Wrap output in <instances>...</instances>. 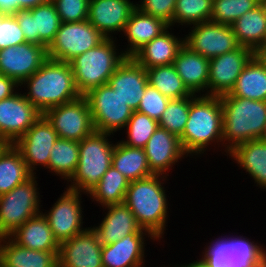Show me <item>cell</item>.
I'll list each match as a JSON object with an SVG mask.
<instances>
[{
  "instance_id": "6da1fadb",
  "label": "cell",
  "mask_w": 266,
  "mask_h": 267,
  "mask_svg": "<svg viewBox=\"0 0 266 267\" xmlns=\"http://www.w3.org/2000/svg\"><path fill=\"white\" fill-rule=\"evenodd\" d=\"M21 85L27 87L25 98L42 114L49 108L71 102L81 96L75 86L71 65L50 58Z\"/></svg>"
},
{
  "instance_id": "7a4b0ae2",
  "label": "cell",
  "mask_w": 266,
  "mask_h": 267,
  "mask_svg": "<svg viewBox=\"0 0 266 267\" xmlns=\"http://www.w3.org/2000/svg\"><path fill=\"white\" fill-rule=\"evenodd\" d=\"M165 178L166 175L153 174L131 181L124 199L138 225L147 230L156 241L163 238L167 226L168 199L163 187V182L167 180Z\"/></svg>"
},
{
  "instance_id": "3957f363",
  "label": "cell",
  "mask_w": 266,
  "mask_h": 267,
  "mask_svg": "<svg viewBox=\"0 0 266 267\" xmlns=\"http://www.w3.org/2000/svg\"><path fill=\"white\" fill-rule=\"evenodd\" d=\"M223 112L220 96L191 95L188 120L179 137L184 152L203 154L212 143L223 144Z\"/></svg>"
},
{
  "instance_id": "277c9868",
  "label": "cell",
  "mask_w": 266,
  "mask_h": 267,
  "mask_svg": "<svg viewBox=\"0 0 266 267\" xmlns=\"http://www.w3.org/2000/svg\"><path fill=\"white\" fill-rule=\"evenodd\" d=\"M223 112V146L229 154L236 145L262 139L266 121V102L223 94L220 96ZM225 142V145H224Z\"/></svg>"
},
{
  "instance_id": "5b68a950",
  "label": "cell",
  "mask_w": 266,
  "mask_h": 267,
  "mask_svg": "<svg viewBox=\"0 0 266 267\" xmlns=\"http://www.w3.org/2000/svg\"><path fill=\"white\" fill-rule=\"evenodd\" d=\"M113 39L106 38L69 62L75 86L81 96L95 87L107 84L117 67L126 59L123 51H116L119 49H116V40Z\"/></svg>"
},
{
  "instance_id": "8992f818",
  "label": "cell",
  "mask_w": 266,
  "mask_h": 267,
  "mask_svg": "<svg viewBox=\"0 0 266 267\" xmlns=\"http://www.w3.org/2000/svg\"><path fill=\"white\" fill-rule=\"evenodd\" d=\"M110 133L94 131L79 142L78 166L67 189L89 193L112 165L115 144Z\"/></svg>"
},
{
  "instance_id": "52a82bcc",
  "label": "cell",
  "mask_w": 266,
  "mask_h": 267,
  "mask_svg": "<svg viewBox=\"0 0 266 267\" xmlns=\"http://www.w3.org/2000/svg\"><path fill=\"white\" fill-rule=\"evenodd\" d=\"M254 242L243 236L219 237L207 245L202 259L208 267H266V248Z\"/></svg>"
},
{
  "instance_id": "ba28073f",
  "label": "cell",
  "mask_w": 266,
  "mask_h": 267,
  "mask_svg": "<svg viewBox=\"0 0 266 267\" xmlns=\"http://www.w3.org/2000/svg\"><path fill=\"white\" fill-rule=\"evenodd\" d=\"M36 179L32 175L9 193L0 195V237L9 236L27 220L42 212Z\"/></svg>"
},
{
  "instance_id": "9c48e42d",
  "label": "cell",
  "mask_w": 266,
  "mask_h": 267,
  "mask_svg": "<svg viewBox=\"0 0 266 267\" xmlns=\"http://www.w3.org/2000/svg\"><path fill=\"white\" fill-rule=\"evenodd\" d=\"M83 96L88 101L95 131L113 134L125 128L134 112L108 83Z\"/></svg>"
},
{
  "instance_id": "30bf717a",
  "label": "cell",
  "mask_w": 266,
  "mask_h": 267,
  "mask_svg": "<svg viewBox=\"0 0 266 267\" xmlns=\"http://www.w3.org/2000/svg\"><path fill=\"white\" fill-rule=\"evenodd\" d=\"M105 39L106 37L88 20L62 22L54 40L47 47L48 58L69 63Z\"/></svg>"
},
{
  "instance_id": "8fae6325",
  "label": "cell",
  "mask_w": 266,
  "mask_h": 267,
  "mask_svg": "<svg viewBox=\"0 0 266 267\" xmlns=\"http://www.w3.org/2000/svg\"><path fill=\"white\" fill-rule=\"evenodd\" d=\"M43 115L57 132L58 138L80 142L95 131L88 101L84 96L49 108Z\"/></svg>"
},
{
  "instance_id": "7c38bea8",
  "label": "cell",
  "mask_w": 266,
  "mask_h": 267,
  "mask_svg": "<svg viewBox=\"0 0 266 267\" xmlns=\"http://www.w3.org/2000/svg\"><path fill=\"white\" fill-rule=\"evenodd\" d=\"M41 116L24 93L15 92L0 100V142L14 144Z\"/></svg>"
},
{
  "instance_id": "4fadbf2b",
  "label": "cell",
  "mask_w": 266,
  "mask_h": 267,
  "mask_svg": "<svg viewBox=\"0 0 266 267\" xmlns=\"http://www.w3.org/2000/svg\"><path fill=\"white\" fill-rule=\"evenodd\" d=\"M184 37V44L192 51L211 59L239 47L233 29L229 25L211 21L195 24Z\"/></svg>"
},
{
  "instance_id": "5bb4252c",
  "label": "cell",
  "mask_w": 266,
  "mask_h": 267,
  "mask_svg": "<svg viewBox=\"0 0 266 267\" xmlns=\"http://www.w3.org/2000/svg\"><path fill=\"white\" fill-rule=\"evenodd\" d=\"M57 139V132L42 114L13 145L21 152L28 171L35 175L37 166L48 169L50 152Z\"/></svg>"
},
{
  "instance_id": "9a60e30c",
  "label": "cell",
  "mask_w": 266,
  "mask_h": 267,
  "mask_svg": "<svg viewBox=\"0 0 266 267\" xmlns=\"http://www.w3.org/2000/svg\"><path fill=\"white\" fill-rule=\"evenodd\" d=\"M80 192L67 189L58 198L53 207L43 213L58 243H62L78 235L86 228L83 227V214Z\"/></svg>"
},
{
  "instance_id": "2e32d148",
  "label": "cell",
  "mask_w": 266,
  "mask_h": 267,
  "mask_svg": "<svg viewBox=\"0 0 266 267\" xmlns=\"http://www.w3.org/2000/svg\"><path fill=\"white\" fill-rule=\"evenodd\" d=\"M14 16L26 42L46 48L54 40L62 23L51 0L30 10H21Z\"/></svg>"
},
{
  "instance_id": "e0dca14e",
  "label": "cell",
  "mask_w": 266,
  "mask_h": 267,
  "mask_svg": "<svg viewBox=\"0 0 266 267\" xmlns=\"http://www.w3.org/2000/svg\"><path fill=\"white\" fill-rule=\"evenodd\" d=\"M48 59L47 48L33 43H22L0 50V73L19 85L32 76Z\"/></svg>"
},
{
  "instance_id": "ac0fdd59",
  "label": "cell",
  "mask_w": 266,
  "mask_h": 267,
  "mask_svg": "<svg viewBox=\"0 0 266 267\" xmlns=\"http://www.w3.org/2000/svg\"><path fill=\"white\" fill-rule=\"evenodd\" d=\"M255 53L243 46L209 59L208 95L229 93L243 68Z\"/></svg>"
},
{
  "instance_id": "d6986e66",
  "label": "cell",
  "mask_w": 266,
  "mask_h": 267,
  "mask_svg": "<svg viewBox=\"0 0 266 267\" xmlns=\"http://www.w3.org/2000/svg\"><path fill=\"white\" fill-rule=\"evenodd\" d=\"M102 245L92 227L68 239L59 246V267H103Z\"/></svg>"
},
{
  "instance_id": "ffe728a7",
  "label": "cell",
  "mask_w": 266,
  "mask_h": 267,
  "mask_svg": "<svg viewBox=\"0 0 266 267\" xmlns=\"http://www.w3.org/2000/svg\"><path fill=\"white\" fill-rule=\"evenodd\" d=\"M136 4L130 0H90L88 21L106 38L123 32Z\"/></svg>"
},
{
  "instance_id": "44dd1931",
  "label": "cell",
  "mask_w": 266,
  "mask_h": 267,
  "mask_svg": "<svg viewBox=\"0 0 266 267\" xmlns=\"http://www.w3.org/2000/svg\"><path fill=\"white\" fill-rule=\"evenodd\" d=\"M148 165L153 174L165 175L175 163L187 154L184 152L180 138L162 127H158L144 147Z\"/></svg>"
},
{
  "instance_id": "7402d4cb",
  "label": "cell",
  "mask_w": 266,
  "mask_h": 267,
  "mask_svg": "<svg viewBox=\"0 0 266 267\" xmlns=\"http://www.w3.org/2000/svg\"><path fill=\"white\" fill-rule=\"evenodd\" d=\"M147 235L153 241L156 240L147 230L141 229L138 233L126 235L116 242L103 245L101 249L103 267H145L144 242Z\"/></svg>"
},
{
  "instance_id": "603a6c76",
  "label": "cell",
  "mask_w": 266,
  "mask_h": 267,
  "mask_svg": "<svg viewBox=\"0 0 266 267\" xmlns=\"http://www.w3.org/2000/svg\"><path fill=\"white\" fill-rule=\"evenodd\" d=\"M108 84L136 111L148 85L146 70L132 57H126L109 78Z\"/></svg>"
},
{
  "instance_id": "cb8c5ba5",
  "label": "cell",
  "mask_w": 266,
  "mask_h": 267,
  "mask_svg": "<svg viewBox=\"0 0 266 267\" xmlns=\"http://www.w3.org/2000/svg\"><path fill=\"white\" fill-rule=\"evenodd\" d=\"M209 59L192 51L185 44L180 48L173 65L184 85L192 93L208 95Z\"/></svg>"
},
{
  "instance_id": "d4e9b609",
  "label": "cell",
  "mask_w": 266,
  "mask_h": 267,
  "mask_svg": "<svg viewBox=\"0 0 266 267\" xmlns=\"http://www.w3.org/2000/svg\"><path fill=\"white\" fill-rule=\"evenodd\" d=\"M104 207L108 212L98 226L92 227L102 246L116 242L126 235L138 233L142 229L125 203Z\"/></svg>"
},
{
  "instance_id": "484cf974",
  "label": "cell",
  "mask_w": 266,
  "mask_h": 267,
  "mask_svg": "<svg viewBox=\"0 0 266 267\" xmlns=\"http://www.w3.org/2000/svg\"><path fill=\"white\" fill-rule=\"evenodd\" d=\"M167 28H170L164 20L147 15L136 8L124 28V36L128 40V46L123 51L126 57H132L145 44L152 41Z\"/></svg>"
},
{
  "instance_id": "4316f807",
  "label": "cell",
  "mask_w": 266,
  "mask_h": 267,
  "mask_svg": "<svg viewBox=\"0 0 266 267\" xmlns=\"http://www.w3.org/2000/svg\"><path fill=\"white\" fill-rule=\"evenodd\" d=\"M59 252L31 250L9 236L0 237V265L3 267H59Z\"/></svg>"
},
{
  "instance_id": "83f0119b",
  "label": "cell",
  "mask_w": 266,
  "mask_h": 267,
  "mask_svg": "<svg viewBox=\"0 0 266 267\" xmlns=\"http://www.w3.org/2000/svg\"><path fill=\"white\" fill-rule=\"evenodd\" d=\"M184 38L169 33L168 28L139 49L132 58L144 69L173 64Z\"/></svg>"
},
{
  "instance_id": "f1b7e54d",
  "label": "cell",
  "mask_w": 266,
  "mask_h": 267,
  "mask_svg": "<svg viewBox=\"0 0 266 267\" xmlns=\"http://www.w3.org/2000/svg\"><path fill=\"white\" fill-rule=\"evenodd\" d=\"M9 237L16 244L31 250L59 252L60 244L54 238L50 225L42 213L27 220Z\"/></svg>"
},
{
  "instance_id": "f546056e",
  "label": "cell",
  "mask_w": 266,
  "mask_h": 267,
  "mask_svg": "<svg viewBox=\"0 0 266 267\" xmlns=\"http://www.w3.org/2000/svg\"><path fill=\"white\" fill-rule=\"evenodd\" d=\"M239 46L256 53L266 40V5L261 2L231 25Z\"/></svg>"
},
{
  "instance_id": "4dcf8cb0",
  "label": "cell",
  "mask_w": 266,
  "mask_h": 267,
  "mask_svg": "<svg viewBox=\"0 0 266 267\" xmlns=\"http://www.w3.org/2000/svg\"><path fill=\"white\" fill-rule=\"evenodd\" d=\"M228 155L250 174L256 186L266 189V140L254 139L240 143Z\"/></svg>"
},
{
  "instance_id": "1f68e13d",
  "label": "cell",
  "mask_w": 266,
  "mask_h": 267,
  "mask_svg": "<svg viewBox=\"0 0 266 267\" xmlns=\"http://www.w3.org/2000/svg\"><path fill=\"white\" fill-rule=\"evenodd\" d=\"M227 94L266 102V67L256 54L247 62Z\"/></svg>"
},
{
  "instance_id": "d6a6232c",
  "label": "cell",
  "mask_w": 266,
  "mask_h": 267,
  "mask_svg": "<svg viewBox=\"0 0 266 267\" xmlns=\"http://www.w3.org/2000/svg\"><path fill=\"white\" fill-rule=\"evenodd\" d=\"M31 176L21 152L13 144H2L0 147V195L9 193Z\"/></svg>"
},
{
  "instance_id": "836d02e7",
  "label": "cell",
  "mask_w": 266,
  "mask_h": 267,
  "mask_svg": "<svg viewBox=\"0 0 266 267\" xmlns=\"http://www.w3.org/2000/svg\"><path fill=\"white\" fill-rule=\"evenodd\" d=\"M111 166L130 182L153 175L144 148L130 147L120 141L115 144Z\"/></svg>"
},
{
  "instance_id": "e575fe53",
  "label": "cell",
  "mask_w": 266,
  "mask_h": 267,
  "mask_svg": "<svg viewBox=\"0 0 266 267\" xmlns=\"http://www.w3.org/2000/svg\"><path fill=\"white\" fill-rule=\"evenodd\" d=\"M129 183L130 181L124 175L111 166L88 194L90 199L97 201L102 208L124 203Z\"/></svg>"
},
{
  "instance_id": "d590c367",
  "label": "cell",
  "mask_w": 266,
  "mask_h": 267,
  "mask_svg": "<svg viewBox=\"0 0 266 267\" xmlns=\"http://www.w3.org/2000/svg\"><path fill=\"white\" fill-rule=\"evenodd\" d=\"M79 160V142L58 138L50 152L48 169L69 181L74 175Z\"/></svg>"
},
{
  "instance_id": "8d00e7d4",
  "label": "cell",
  "mask_w": 266,
  "mask_h": 267,
  "mask_svg": "<svg viewBox=\"0 0 266 267\" xmlns=\"http://www.w3.org/2000/svg\"><path fill=\"white\" fill-rule=\"evenodd\" d=\"M146 70L148 84L158 89L171 99L191 96L192 93L184 85L173 64L155 66Z\"/></svg>"
},
{
  "instance_id": "74e56055",
  "label": "cell",
  "mask_w": 266,
  "mask_h": 267,
  "mask_svg": "<svg viewBox=\"0 0 266 267\" xmlns=\"http://www.w3.org/2000/svg\"><path fill=\"white\" fill-rule=\"evenodd\" d=\"M213 0H176L173 26L195 25L210 21L212 15Z\"/></svg>"
},
{
  "instance_id": "f35d334b",
  "label": "cell",
  "mask_w": 266,
  "mask_h": 267,
  "mask_svg": "<svg viewBox=\"0 0 266 267\" xmlns=\"http://www.w3.org/2000/svg\"><path fill=\"white\" fill-rule=\"evenodd\" d=\"M159 127L158 121L146 114L134 111L125 128L127 140L120 142L130 147L144 148L150 137Z\"/></svg>"
},
{
  "instance_id": "ab89813d",
  "label": "cell",
  "mask_w": 266,
  "mask_h": 267,
  "mask_svg": "<svg viewBox=\"0 0 266 267\" xmlns=\"http://www.w3.org/2000/svg\"><path fill=\"white\" fill-rule=\"evenodd\" d=\"M261 2L262 0H213L210 21L231 26L238 18Z\"/></svg>"
},
{
  "instance_id": "60d3db41",
  "label": "cell",
  "mask_w": 266,
  "mask_h": 267,
  "mask_svg": "<svg viewBox=\"0 0 266 267\" xmlns=\"http://www.w3.org/2000/svg\"><path fill=\"white\" fill-rule=\"evenodd\" d=\"M190 103L191 96L171 99L158 121L159 126L180 137L188 120Z\"/></svg>"
},
{
  "instance_id": "b9f144b4",
  "label": "cell",
  "mask_w": 266,
  "mask_h": 267,
  "mask_svg": "<svg viewBox=\"0 0 266 267\" xmlns=\"http://www.w3.org/2000/svg\"><path fill=\"white\" fill-rule=\"evenodd\" d=\"M169 101L170 99L163 95L158 89L148 84L136 111L159 121Z\"/></svg>"
},
{
  "instance_id": "7bdbcfd3",
  "label": "cell",
  "mask_w": 266,
  "mask_h": 267,
  "mask_svg": "<svg viewBox=\"0 0 266 267\" xmlns=\"http://www.w3.org/2000/svg\"><path fill=\"white\" fill-rule=\"evenodd\" d=\"M61 22L73 23L88 19L90 0H51Z\"/></svg>"
},
{
  "instance_id": "ee69618b",
  "label": "cell",
  "mask_w": 266,
  "mask_h": 267,
  "mask_svg": "<svg viewBox=\"0 0 266 267\" xmlns=\"http://www.w3.org/2000/svg\"><path fill=\"white\" fill-rule=\"evenodd\" d=\"M24 34L14 15L0 19V50L25 43Z\"/></svg>"
},
{
  "instance_id": "f6af8a7d",
  "label": "cell",
  "mask_w": 266,
  "mask_h": 267,
  "mask_svg": "<svg viewBox=\"0 0 266 267\" xmlns=\"http://www.w3.org/2000/svg\"><path fill=\"white\" fill-rule=\"evenodd\" d=\"M136 7L143 13L164 20L170 27L173 26V15L176 0H141Z\"/></svg>"
},
{
  "instance_id": "bcb514c9",
  "label": "cell",
  "mask_w": 266,
  "mask_h": 267,
  "mask_svg": "<svg viewBox=\"0 0 266 267\" xmlns=\"http://www.w3.org/2000/svg\"><path fill=\"white\" fill-rule=\"evenodd\" d=\"M50 0H0V13L15 15L21 10H30Z\"/></svg>"
},
{
  "instance_id": "7dc6e473",
  "label": "cell",
  "mask_w": 266,
  "mask_h": 267,
  "mask_svg": "<svg viewBox=\"0 0 266 267\" xmlns=\"http://www.w3.org/2000/svg\"><path fill=\"white\" fill-rule=\"evenodd\" d=\"M19 86L14 79L0 73V100L12 96Z\"/></svg>"
},
{
  "instance_id": "c3c4849f",
  "label": "cell",
  "mask_w": 266,
  "mask_h": 267,
  "mask_svg": "<svg viewBox=\"0 0 266 267\" xmlns=\"http://www.w3.org/2000/svg\"><path fill=\"white\" fill-rule=\"evenodd\" d=\"M175 267H208V265L203 261L201 258L200 260H196L194 262H191L189 264L181 265V266H175Z\"/></svg>"
},
{
  "instance_id": "681fc988",
  "label": "cell",
  "mask_w": 266,
  "mask_h": 267,
  "mask_svg": "<svg viewBox=\"0 0 266 267\" xmlns=\"http://www.w3.org/2000/svg\"><path fill=\"white\" fill-rule=\"evenodd\" d=\"M255 54H266V40L262 47Z\"/></svg>"
},
{
  "instance_id": "f907efd6",
  "label": "cell",
  "mask_w": 266,
  "mask_h": 267,
  "mask_svg": "<svg viewBox=\"0 0 266 267\" xmlns=\"http://www.w3.org/2000/svg\"><path fill=\"white\" fill-rule=\"evenodd\" d=\"M266 67V54H256Z\"/></svg>"
},
{
  "instance_id": "816d5d0a",
  "label": "cell",
  "mask_w": 266,
  "mask_h": 267,
  "mask_svg": "<svg viewBox=\"0 0 266 267\" xmlns=\"http://www.w3.org/2000/svg\"><path fill=\"white\" fill-rule=\"evenodd\" d=\"M262 139L266 140V121L263 125V129H262Z\"/></svg>"
}]
</instances>
